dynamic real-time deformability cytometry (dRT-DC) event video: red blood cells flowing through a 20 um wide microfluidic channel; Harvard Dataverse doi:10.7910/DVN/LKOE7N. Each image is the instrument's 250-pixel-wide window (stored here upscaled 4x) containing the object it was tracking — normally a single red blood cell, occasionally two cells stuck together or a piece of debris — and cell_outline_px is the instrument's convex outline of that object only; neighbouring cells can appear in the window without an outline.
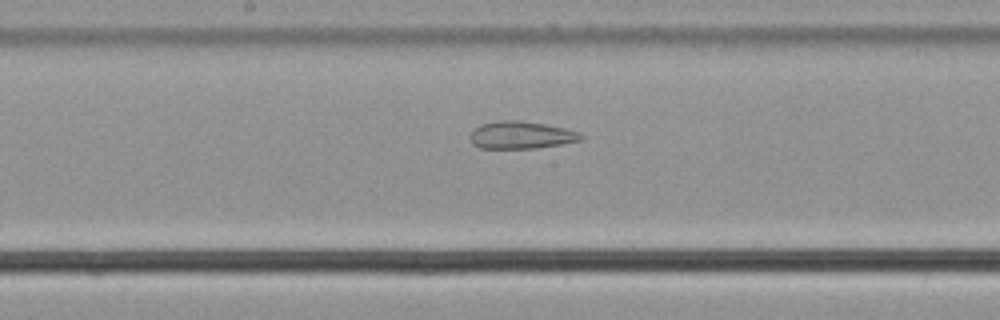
{"species": "common noctule bat (a hibernating species)", "species_latin": "Nyctalus noctula", "temperature_condition": "cold", "stored_images_in_passage": 56, "segment_of_instrument_passage": [2, 2], "camera_frame_rate_fps": 3000, "um_per_image_px": 0.085, "animal": {"sex": "male", "body_mass_g": 21.5, "forearm_length_mm": 52.0}, "frame": {"image": 1, "passage_image": 29, "time_ms": 9.333, "image_size_px": [1000, 320], "cell_outline_px": [[584, 140], [536, 148], [480, 148], [472, 144], [468, 136], [472, 128], [480, 124], [500, 120], [520, 120], [544, 124], [564, 128], [580, 132], [584, 136]], "centroid_in_image_um": [44.26, 11.47], "position_along_channel_um": 203.9, "area_um2": 17.98}}
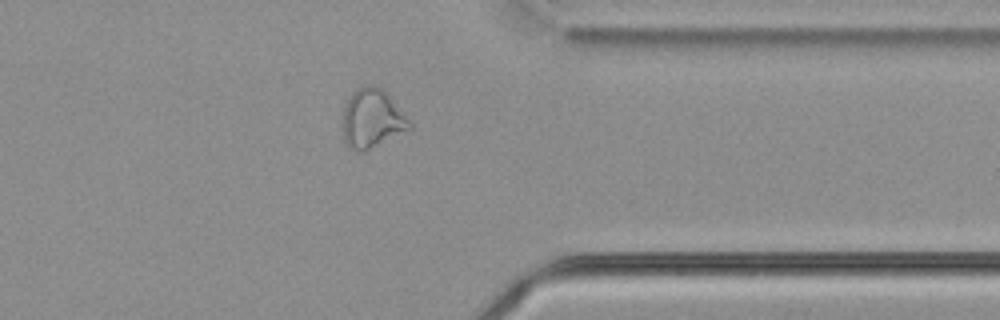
{"frame": {"image": 2, "passage_image": 44, "time_ms": 14.333, "image_size_px": [1000, 320], "cell_outline_px": [[412, 128], [364, 152], [356, 152], [344, 144], [344, 104], [352, 92], [360, 84], [372, 84], [380, 88], [388, 96], [412, 124]], "centroid_in_image_um": [31.58, 10.09], "position_along_channel_um": 379.8, "area_um2": 22.77}}
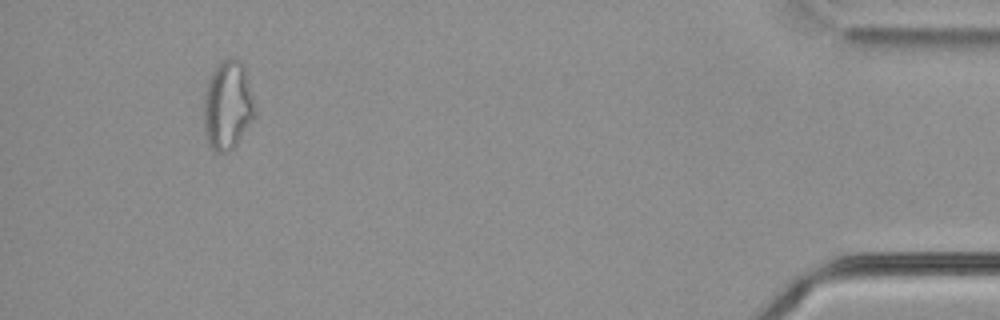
{"frame": {"image": 3, "passage_image": 52, "time_ms": 17.0, "image_size_px": [1000, 320], "cell_outline_px": [[256, 120], [236, 144], [228, 152], [216, 152], [212, 148], [204, 132], [204, 92], [208, 80], [216, 64], [220, 60], [228, 56], [232, 56], [240, 60], [244, 64], [256, 108]], "centroid_in_image_um": [19.38, 8.91], "position_along_channel_um": 415.8, "area_um2": 27.22}}